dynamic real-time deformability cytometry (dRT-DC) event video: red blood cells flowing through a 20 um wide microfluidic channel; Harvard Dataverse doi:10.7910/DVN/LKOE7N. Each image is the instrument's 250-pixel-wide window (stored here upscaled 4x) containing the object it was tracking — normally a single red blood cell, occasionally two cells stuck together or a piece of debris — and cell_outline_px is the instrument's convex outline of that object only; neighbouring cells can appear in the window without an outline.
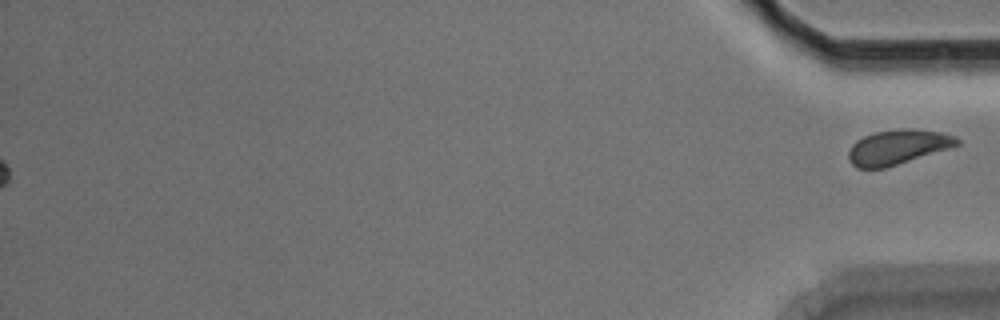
{"species": "Egyptian fruit bat (a non-hibernating species)", "species_latin": "Rousettus aegyptiacus", "temperature_condition": "room temperature", "stored_images_in_passage": 56, "segment_of_instrument_passage": [2, 2], "camera_frame_rate_fps": 3000, "um_per_image_px": 0.085, "animal": {"sex": "male"}, "frame": {"image": 1, "passage_image": 56, "time_ms": 18.333, "image_size_px": [1000, 320], "cell_outline_px": [[960, 144], [952, 148], [884, 168], [856, 168], [848, 160], [848, 152], [852, 144], [856, 140], [864, 136], [876, 132], [904, 128], [912, 128], [940, 132], [956, 136], [960, 140]], "centroid_in_image_um": [76.33, 12.5], "position_along_channel_um": 358.9, "area_um2": 22.08}}